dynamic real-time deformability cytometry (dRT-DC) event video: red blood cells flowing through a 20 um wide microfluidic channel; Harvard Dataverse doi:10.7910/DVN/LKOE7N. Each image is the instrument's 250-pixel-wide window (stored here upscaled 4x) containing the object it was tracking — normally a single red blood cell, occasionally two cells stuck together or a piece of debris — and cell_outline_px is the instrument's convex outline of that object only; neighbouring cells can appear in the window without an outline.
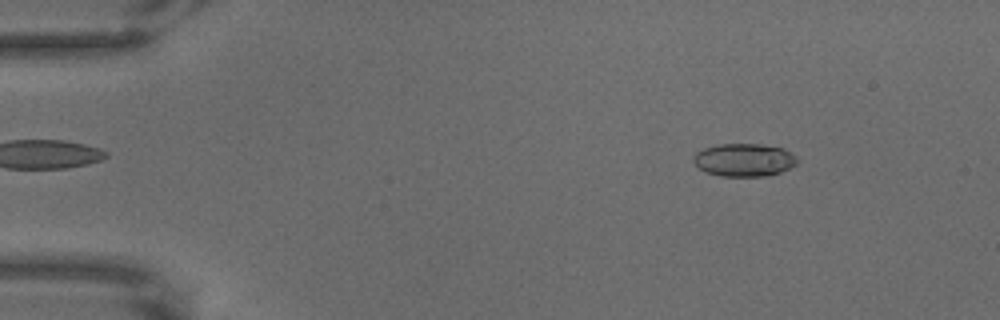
{"species": "common noctule bat (a hibernating species)", "species_latin": "Nyctalus noctula", "temperature_condition": "warm", "stored_images_in_passage": 66, "camera_frame_rate_fps": 3000, "um_per_image_px": 0.085, "animal": {"sex": "male", "body_mass_g": 18.8}, "frame": {"image": 1, "passage_image": 9, "time_ms": 2.667, "image_size_px": [1000, 320], "cell_outline_px": [[796, 164], [780, 172], [768, 176], [720, 176], [704, 172], [692, 160], [692, 156], [696, 152], [704, 148], [716, 144], [760, 144], [784, 148], [792, 152], [796, 156]], "centroid_in_image_um": [63.23, 13.59], "position_along_channel_um": 21.8, "area_um2": 20.06}}
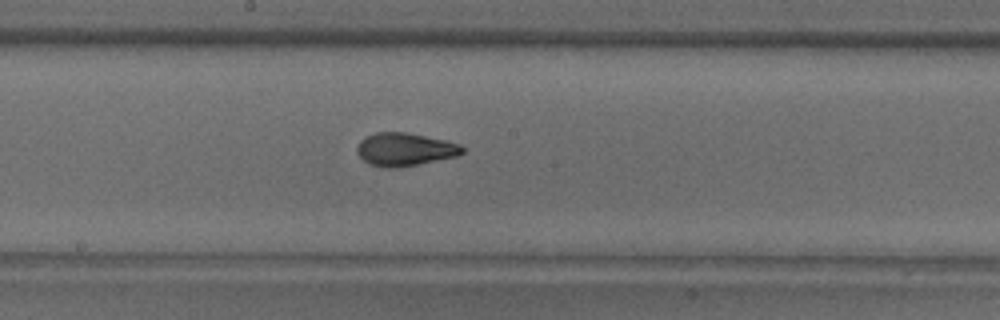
{"frame": {"image": 2, "passage_image": 36, "time_ms": 11.667, "image_size_px": [1000, 320], "cell_outline_px": [[464, 152], [456, 156], [396, 168], [384, 168], [368, 164], [356, 152], [356, 148], [360, 140], [364, 136], [376, 132], [408, 132], [444, 140], [460, 144], [464, 148]], "centroid_in_image_um": [34.36, 12.69], "position_along_channel_um": 213.8, "area_um2": 20.29}}
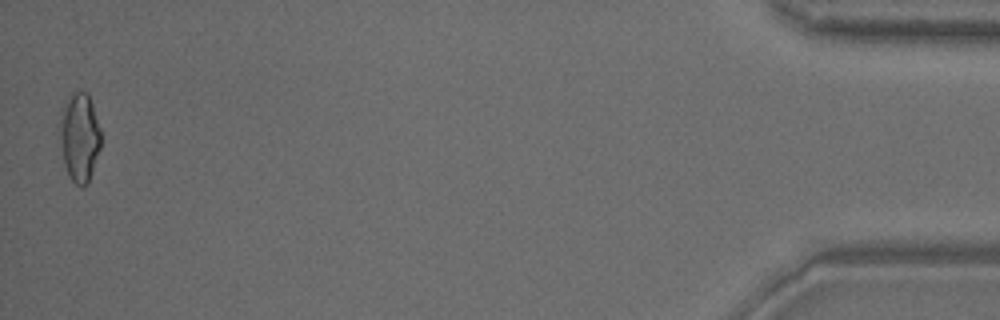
{"frame": {"image": 3, "passage_image": 65, "time_ms": 21.333, "image_size_px": [1000, 320], "cell_outline_px": [[100, 148], [88, 184], [80, 188], [68, 176], [64, 164], [56, 124], [60, 108], [76, 92], [88, 92], [100, 128]], "centroid_in_image_um": [6.71, 11.68], "position_along_channel_um": 428.5, "area_um2": 21.73}}